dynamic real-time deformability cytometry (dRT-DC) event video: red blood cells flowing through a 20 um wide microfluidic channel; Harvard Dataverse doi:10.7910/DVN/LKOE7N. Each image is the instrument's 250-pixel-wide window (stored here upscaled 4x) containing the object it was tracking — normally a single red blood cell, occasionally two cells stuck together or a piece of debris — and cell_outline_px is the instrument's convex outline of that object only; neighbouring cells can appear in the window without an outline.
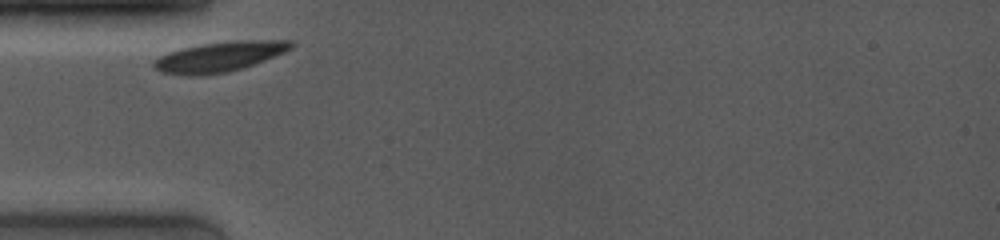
{"species": "common noctule bat (a hibernating species)", "species_latin": "Nyctalus noctula", "temperature_condition": "room temperature", "stored_images_in_passage": 3, "camera_frame_rate_fps": 4000, "um_per_image_px": 0.085, "animal": {"sex": "female", "body_mass_g": 19.0, "forearm_length_mm": 53.3}, "frame": {"image": 1, "passage_image": 1, "time_ms": 0.0, "image_size_px": [1000, 240], "cell_outline_px": [[292, 48], [284, 52], [264, 60], [228, 72], [200, 76], [184, 76], [160, 72], [152, 68], [152, 60], [168, 52], [180, 48], [200, 44], [240, 40], [292, 40]], "centroid_in_image_um": [18.56, 4.83], "position_along_channel_um": 66.4, "area_um2": 24.16}}